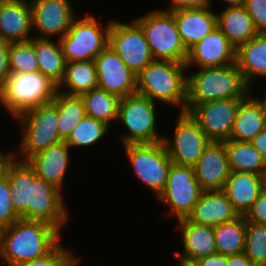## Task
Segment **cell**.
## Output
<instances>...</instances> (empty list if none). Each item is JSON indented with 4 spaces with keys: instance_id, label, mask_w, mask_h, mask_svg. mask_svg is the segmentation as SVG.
<instances>
[{
    "instance_id": "cell-1",
    "label": "cell",
    "mask_w": 266,
    "mask_h": 266,
    "mask_svg": "<svg viewBox=\"0 0 266 266\" xmlns=\"http://www.w3.org/2000/svg\"><path fill=\"white\" fill-rule=\"evenodd\" d=\"M4 174L8 177L12 205L20 218L46 222L61 232L70 218L62 191L37 177L26 161L14 157Z\"/></svg>"
},
{
    "instance_id": "cell-2",
    "label": "cell",
    "mask_w": 266,
    "mask_h": 266,
    "mask_svg": "<svg viewBox=\"0 0 266 266\" xmlns=\"http://www.w3.org/2000/svg\"><path fill=\"white\" fill-rule=\"evenodd\" d=\"M61 233L46 222L20 218L2 230L0 259L13 266L43 257L62 241Z\"/></svg>"
},
{
    "instance_id": "cell-3",
    "label": "cell",
    "mask_w": 266,
    "mask_h": 266,
    "mask_svg": "<svg viewBox=\"0 0 266 266\" xmlns=\"http://www.w3.org/2000/svg\"><path fill=\"white\" fill-rule=\"evenodd\" d=\"M198 69L196 72L187 73L186 105L219 99L246 98L252 92L236 62Z\"/></svg>"
},
{
    "instance_id": "cell-4",
    "label": "cell",
    "mask_w": 266,
    "mask_h": 266,
    "mask_svg": "<svg viewBox=\"0 0 266 266\" xmlns=\"http://www.w3.org/2000/svg\"><path fill=\"white\" fill-rule=\"evenodd\" d=\"M186 69V63L154 60L137 75L136 93L157 103L177 106L180 112H185Z\"/></svg>"
},
{
    "instance_id": "cell-5",
    "label": "cell",
    "mask_w": 266,
    "mask_h": 266,
    "mask_svg": "<svg viewBox=\"0 0 266 266\" xmlns=\"http://www.w3.org/2000/svg\"><path fill=\"white\" fill-rule=\"evenodd\" d=\"M57 85L38 72L11 73L0 89V105L15 119L53 101Z\"/></svg>"
},
{
    "instance_id": "cell-6",
    "label": "cell",
    "mask_w": 266,
    "mask_h": 266,
    "mask_svg": "<svg viewBox=\"0 0 266 266\" xmlns=\"http://www.w3.org/2000/svg\"><path fill=\"white\" fill-rule=\"evenodd\" d=\"M58 118L57 105L53 101L16 117L14 120L19 121L22 137H20V151L16 154V151H13L14 158L26 161L37 152L64 141L58 134ZM17 154L20 159L16 157Z\"/></svg>"
},
{
    "instance_id": "cell-7",
    "label": "cell",
    "mask_w": 266,
    "mask_h": 266,
    "mask_svg": "<svg viewBox=\"0 0 266 266\" xmlns=\"http://www.w3.org/2000/svg\"><path fill=\"white\" fill-rule=\"evenodd\" d=\"M134 21L144 32L154 60L186 63L189 51L179 35L173 11L152 9Z\"/></svg>"
},
{
    "instance_id": "cell-8",
    "label": "cell",
    "mask_w": 266,
    "mask_h": 266,
    "mask_svg": "<svg viewBox=\"0 0 266 266\" xmlns=\"http://www.w3.org/2000/svg\"><path fill=\"white\" fill-rule=\"evenodd\" d=\"M156 102L138 93L120 99L118 118L127 133L122 132V145L156 143L165 135L158 134Z\"/></svg>"
},
{
    "instance_id": "cell-9",
    "label": "cell",
    "mask_w": 266,
    "mask_h": 266,
    "mask_svg": "<svg viewBox=\"0 0 266 266\" xmlns=\"http://www.w3.org/2000/svg\"><path fill=\"white\" fill-rule=\"evenodd\" d=\"M85 15L75 18L67 33L59 40L66 62L94 61L108 46L112 20L103 27L94 15Z\"/></svg>"
},
{
    "instance_id": "cell-10",
    "label": "cell",
    "mask_w": 266,
    "mask_h": 266,
    "mask_svg": "<svg viewBox=\"0 0 266 266\" xmlns=\"http://www.w3.org/2000/svg\"><path fill=\"white\" fill-rule=\"evenodd\" d=\"M125 155L138 181L155 192H163L172 164L163 141L123 145Z\"/></svg>"
},
{
    "instance_id": "cell-11",
    "label": "cell",
    "mask_w": 266,
    "mask_h": 266,
    "mask_svg": "<svg viewBox=\"0 0 266 266\" xmlns=\"http://www.w3.org/2000/svg\"><path fill=\"white\" fill-rule=\"evenodd\" d=\"M203 191L192 166L172 163L165 188L157 199L171 207L166 214L171 218L174 217L177 222L188 218Z\"/></svg>"
},
{
    "instance_id": "cell-12",
    "label": "cell",
    "mask_w": 266,
    "mask_h": 266,
    "mask_svg": "<svg viewBox=\"0 0 266 266\" xmlns=\"http://www.w3.org/2000/svg\"><path fill=\"white\" fill-rule=\"evenodd\" d=\"M108 46L136 75L154 61L144 32L134 20L126 24L112 19L108 32Z\"/></svg>"
},
{
    "instance_id": "cell-13",
    "label": "cell",
    "mask_w": 266,
    "mask_h": 266,
    "mask_svg": "<svg viewBox=\"0 0 266 266\" xmlns=\"http://www.w3.org/2000/svg\"><path fill=\"white\" fill-rule=\"evenodd\" d=\"M172 139L164 136L163 142L172 163L194 166L211 140L188 112H179Z\"/></svg>"
},
{
    "instance_id": "cell-14",
    "label": "cell",
    "mask_w": 266,
    "mask_h": 266,
    "mask_svg": "<svg viewBox=\"0 0 266 266\" xmlns=\"http://www.w3.org/2000/svg\"><path fill=\"white\" fill-rule=\"evenodd\" d=\"M244 99H219L186 105L185 112L191 115L211 141L224 142L231 139L236 114Z\"/></svg>"
},
{
    "instance_id": "cell-15",
    "label": "cell",
    "mask_w": 266,
    "mask_h": 266,
    "mask_svg": "<svg viewBox=\"0 0 266 266\" xmlns=\"http://www.w3.org/2000/svg\"><path fill=\"white\" fill-rule=\"evenodd\" d=\"M32 27L37 30L35 38L60 40L75 19L70 0H30Z\"/></svg>"
},
{
    "instance_id": "cell-16",
    "label": "cell",
    "mask_w": 266,
    "mask_h": 266,
    "mask_svg": "<svg viewBox=\"0 0 266 266\" xmlns=\"http://www.w3.org/2000/svg\"><path fill=\"white\" fill-rule=\"evenodd\" d=\"M99 88L120 99L137 92V75L107 46L96 58Z\"/></svg>"
},
{
    "instance_id": "cell-17",
    "label": "cell",
    "mask_w": 266,
    "mask_h": 266,
    "mask_svg": "<svg viewBox=\"0 0 266 266\" xmlns=\"http://www.w3.org/2000/svg\"><path fill=\"white\" fill-rule=\"evenodd\" d=\"M182 235L183 252L173 255L183 266H192L200 258L217 253L214 226L193 223L187 218L177 221Z\"/></svg>"
},
{
    "instance_id": "cell-18",
    "label": "cell",
    "mask_w": 266,
    "mask_h": 266,
    "mask_svg": "<svg viewBox=\"0 0 266 266\" xmlns=\"http://www.w3.org/2000/svg\"><path fill=\"white\" fill-rule=\"evenodd\" d=\"M235 62L236 48L216 27L189 50L186 67L188 71L193 65L199 68H210Z\"/></svg>"
},
{
    "instance_id": "cell-19",
    "label": "cell",
    "mask_w": 266,
    "mask_h": 266,
    "mask_svg": "<svg viewBox=\"0 0 266 266\" xmlns=\"http://www.w3.org/2000/svg\"><path fill=\"white\" fill-rule=\"evenodd\" d=\"M193 168L204 191L222 190L231 172L224 142L211 141Z\"/></svg>"
},
{
    "instance_id": "cell-20",
    "label": "cell",
    "mask_w": 266,
    "mask_h": 266,
    "mask_svg": "<svg viewBox=\"0 0 266 266\" xmlns=\"http://www.w3.org/2000/svg\"><path fill=\"white\" fill-rule=\"evenodd\" d=\"M70 150L69 145L62 141L30 156L26 162L34 170L37 177L62 191L65 185V175L71 161Z\"/></svg>"
},
{
    "instance_id": "cell-21",
    "label": "cell",
    "mask_w": 266,
    "mask_h": 266,
    "mask_svg": "<svg viewBox=\"0 0 266 266\" xmlns=\"http://www.w3.org/2000/svg\"><path fill=\"white\" fill-rule=\"evenodd\" d=\"M32 32L29 0H3L0 3V39L11 43L30 41Z\"/></svg>"
},
{
    "instance_id": "cell-22",
    "label": "cell",
    "mask_w": 266,
    "mask_h": 266,
    "mask_svg": "<svg viewBox=\"0 0 266 266\" xmlns=\"http://www.w3.org/2000/svg\"><path fill=\"white\" fill-rule=\"evenodd\" d=\"M182 42L189 51L217 27V14L211 6L173 11Z\"/></svg>"
},
{
    "instance_id": "cell-23",
    "label": "cell",
    "mask_w": 266,
    "mask_h": 266,
    "mask_svg": "<svg viewBox=\"0 0 266 266\" xmlns=\"http://www.w3.org/2000/svg\"><path fill=\"white\" fill-rule=\"evenodd\" d=\"M266 187V176L231 171L222 191L239 215H245Z\"/></svg>"
},
{
    "instance_id": "cell-24",
    "label": "cell",
    "mask_w": 266,
    "mask_h": 266,
    "mask_svg": "<svg viewBox=\"0 0 266 266\" xmlns=\"http://www.w3.org/2000/svg\"><path fill=\"white\" fill-rule=\"evenodd\" d=\"M240 215L222 190L203 191L188 220L193 223L216 226Z\"/></svg>"
},
{
    "instance_id": "cell-25",
    "label": "cell",
    "mask_w": 266,
    "mask_h": 266,
    "mask_svg": "<svg viewBox=\"0 0 266 266\" xmlns=\"http://www.w3.org/2000/svg\"><path fill=\"white\" fill-rule=\"evenodd\" d=\"M236 63L253 91L257 78H266V33H259L236 49Z\"/></svg>"
},
{
    "instance_id": "cell-26",
    "label": "cell",
    "mask_w": 266,
    "mask_h": 266,
    "mask_svg": "<svg viewBox=\"0 0 266 266\" xmlns=\"http://www.w3.org/2000/svg\"><path fill=\"white\" fill-rule=\"evenodd\" d=\"M217 28L236 49L259 34L244 6L225 7L217 13Z\"/></svg>"
},
{
    "instance_id": "cell-27",
    "label": "cell",
    "mask_w": 266,
    "mask_h": 266,
    "mask_svg": "<svg viewBox=\"0 0 266 266\" xmlns=\"http://www.w3.org/2000/svg\"><path fill=\"white\" fill-rule=\"evenodd\" d=\"M251 92L240 104L231 139L241 142H250L266 127V114L257 96ZM253 95V96H252Z\"/></svg>"
},
{
    "instance_id": "cell-28",
    "label": "cell",
    "mask_w": 266,
    "mask_h": 266,
    "mask_svg": "<svg viewBox=\"0 0 266 266\" xmlns=\"http://www.w3.org/2000/svg\"><path fill=\"white\" fill-rule=\"evenodd\" d=\"M95 88H99L95 61L66 63L63 79L57 86L58 91L68 95H81Z\"/></svg>"
},
{
    "instance_id": "cell-29",
    "label": "cell",
    "mask_w": 266,
    "mask_h": 266,
    "mask_svg": "<svg viewBox=\"0 0 266 266\" xmlns=\"http://www.w3.org/2000/svg\"><path fill=\"white\" fill-rule=\"evenodd\" d=\"M30 41L34 45L39 72L58 86L63 79L67 63L60 41L35 37Z\"/></svg>"
},
{
    "instance_id": "cell-30",
    "label": "cell",
    "mask_w": 266,
    "mask_h": 266,
    "mask_svg": "<svg viewBox=\"0 0 266 266\" xmlns=\"http://www.w3.org/2000/svg\"><path fill=\"white\" fill-rule=\"evenodd\" d=\"M230 171L266 176V161L250 142L224 141Z\"/></svg>"
},
{
    "instance_id": "cell-31",
    "label": "cell",
    "mask_w": 266,
    "mask_h": 266,
    "mask_svg": "<svg viewBox=\"0 0 266 266\" xmlns=\"http://www.w3.org/2000/svg\"><path fill=\"white\" fill-rule=\"evenodd\" d=\"M247 222L244 215L214 226L217 253L233 256L244 253Z\"/></svg>"
},
{
    "instance_id": "cell-32",
    "label": "cell",
    "mask_w": 266,
    "mask_h": 266,
    "mask_svg": "<svg viewBox=\"0 0 266 266\" xmlns=\"http://www.w3.org/2000/svg\"><path fill=\"white\" fill-rule=\"evenodd\" d=\"M86 115L104 122L111 127V124L118 118L120 98L108 93L102 88H95L80 95Z\"/></svg>"
},
{
    "instance_id": "cell-33",
    "label": "cell",
    "mask_w": 266,
    "mask_h": 266,
    "mask_svg": "<svg viewBox=\"0 0 266 266\" xmlns=\"http://www.w3.org/2000/svg\"><path fill=\"white\" fill-rule=\"evenodd\" d=\"M53 102L57 105L59 136L65 140L76 125L86 115L83 101L80 95H68L56 91Z\"/></svg>"
},
{
    "instance_id": "cell-34",
    "label": "cell",
    "mask_w": 266,
    "mask_h": 266,
    "mask_svg": "<svg viewBox=\"0 0 266 266\" xmlns=\"http://www.w3.org/2000/svg\"><path fill=\"white\" fill-rule=\"evenodd\" d=\"M109 129L110 127L104 122L85 115L64 141L70 148L89 147L99 143L98 141L104 136H108Z\"/></svg>"
},
{
    "instance_id": "cell-35",
    "label": "cell",
    "mask_w": 266,
    "mask_h": 266,
    "mask_svg": "<svg viewBox=\"0 0 266 266\" xmlns=\"http://www.w3.org/2000/svg\"><path fill=\"white\" fill-rule=\"evenodd\" d=\"M244 254L256 266H266V224L247 222Z\"/></svg>"
},
{
    "instance_id": "cell-36",
    "label": "cell",
    "mask_w": 266,
    "mask_h": 266,
    "mask_svg": "<svg viewBox=\"0 0 266 266\" xmlns=\"http://www.w3.org/2000/svg\"><path fill=\"white\" fill-rule=\"evenodd\" d=\"M11 73L38 72L39 66L31 41L12 42L9 47Z\"/></svg>"
},
{
    "instance_id": "cell-37",
    "label": "cell",
    "mask_w": 266,
    "mask_h": 266,
    "mask_svg": "<svg viewBox=\"0 0 266 266\" xmlns=\"http://www.w3.org/2000/svg\"><path fill=\"white\" fill-rule=\"evenodd\" d=\"M79 255L64 247L61 241L46 255L13 266H73Z\"/></svg>"
},
{
    "instance_id": "cell-38",
    "label": "cell",
    "mask_w": 266,
    "mask_h": 266,
    "mask_svg": "<svg viewBox=\"0 0 266 266\" xmlns=\"http://www.w3.org/2000/svg\"><path fill=\"white\" fill-rule=\"evenodd\" d=\"M20 219V215L14 210L11 201V190L8 177L3 174L0 177V226H10Z\"/></svg>"
},
{
    "instance_id": "cell-39",
    "label": "cell",
    "mask_w": 266,
    "mask_h": 266,
    "mask_svg": "<svg viewBox=\"0 0 266 266\" xmlns=\"http://www.w3.org/2000/svg\"><path fill=\"white\" fill-rule=\"evenodd\" d=\"M245 9L259 33H266V0H244Z\"/></svg>"
},
{
    "instance_id": "cell-40",
    "label": "cell",
    "mask_w": 266,
    "mask_h": 266,
    "mask_svg": "<svg viewBox=\"0 0 266 266\" xmlns=\"http://www.w3.org/2000/svg\"><path fill=\"white\" fill-rule=\"evenodd\" d=\"M246 222L266 224V187L244 215Z\"/></svg>"
},
{
    "instance_id": "cell-41",
    "label": "cell",
    "mask_w": 266,
    "mask_h": 266,
    "mask_svg": "<svg viewBox=\"0 0 266 266\" xmlns=\"http://www.w3.org/2000/svg\"><path fill=\"white\" fill-rule=\"evenodd\" d=\"M11 42L0 39V89L11 74L9 66V47Z\"/></svg>"
},
{
    "instance_id": "cell-42",
    "label": "cell",
    "mask_w": 266,
    "mask_h": 266,
    "mask_svg": "<svg viewBox=\"0 0 266 266\" xmlns=\"http://www.w3.org/2000/svg\"><path fill=\"white\" fill-rule=\"evenodd\" d=\"M208 0H171L167 11L208 7Z\"/></svg>"
},
{
    "instance_id": "cell-43",
    "label": "cell",
    "mask_w": 266,
    "mask_h": 266,
    "mask_svg": "<svg viewBox=\"0 0 266 266\" xmlns=\"http://www.w3.org/2000/svg\"><path fill=\"white\" fill-rule=\"evenodd\" d=\"M228 256L220 253H214L200 258L192 266H227Z\"/></svg>"
},
{
    "instance_id": "cell-44",
    "label": "cell",
    "mask_w": 266,
    "mask_h": 266,
    "mask_svg": "<svg viewBox=\"0 0 266 266\" xmlns=\"http://www.w3.org/2000/svg\"><path fill=\"white\" fill-rule=\"evenodd\" d=\"M250 143L266 161V127L252 138Z\"/></svg>"
},
{
    "instance_id": "cell-45",
    "label": "cell",
    "mask_w": 266,
    "mask_h": 266,
    "mask_svg": "<svg viewBox=\"0 0 266 266\" xmlns=\"http://www.w3.org/2000/svg\"><path fill=\"white\" fill-rule=\"evenodd\" d=\"M227 266H256V265L252 261H250L244 253H242L239 255L228 256Z\"/></svg>"
},
{
    "instance_id": "cell-46",
    "label": "cell",
    "mask_w": 266,
    "mask_h": 266,
    "mask_svg": "<svg viewBox=\"0 0 266 266\" xmlns=\"http://www.w3.org/2000/svg\"><path fill=\"white\" fill-rule=\"evenodd\" d=\"M13 157L12 151H7V153L0 151V177L4 174L7 164Z\"/></svg>"
},
{
    "instance_id": "cell-47",
    "label": "cell",
    "mask_w": 266,
    "mask_h": 266,
    "mask_svg": "<svg viewBox=\"0 0 266 266\" xmlns=\"http://www.w3.org/2000/svg\"><path fill=\"white\" fill-rule=\"evenodd\" d=\"M212 0H208L209 6H213L211 3ZM227 4V7H238L244 5V0H220Z\"/></svg>"
},
{
    "instance_id": "cell-48",
    "label": "cell",
    "mask_w": 266,
    "mask_h": 266,
    "mask_svg": "<svg viewBox=\"0 0 266 266\" xmlns=\"http://www.w3.org/2000/svg\"><path fill=\"white\" fill-rule=\"evenodd\" d=\"M257 99H258V101L261 103V105H262V107H263V110H264V112H265V114H266V90H265V93H264V98H263V100L260 99V98H257Z\"/></svg>"
},
{
    "instance_id": "cell-49",
    "label": "cell",
    "mask_w": 266,
    "mask_h": 266,
    "mask_svg": "<svg viewBox=\"0 0 266 266\" xmlns=\"http://www.w3.org/2000/svg\"><path fill=\"white\" fill-rule=\"evenodd\" d=\"M81 263V258L78 257L76 261L74 262L73 266H78Z\"/></svg>"
},
{
    "instance_id": "cell-50",
    "label": "cell",
    "mask_w": 266,
    "mask_h": 266,
    "mask_svg": "<svg viewBox=\"0 0 266 266\" xmlns=\"http://www.w3.org/2000/svg\"><path fill=\"white\" fill-rule=\"evenodd\" d=\"M2 230L3 228L0 226V247H1V239H2Z\"/></svg>"
}]
</instances>
